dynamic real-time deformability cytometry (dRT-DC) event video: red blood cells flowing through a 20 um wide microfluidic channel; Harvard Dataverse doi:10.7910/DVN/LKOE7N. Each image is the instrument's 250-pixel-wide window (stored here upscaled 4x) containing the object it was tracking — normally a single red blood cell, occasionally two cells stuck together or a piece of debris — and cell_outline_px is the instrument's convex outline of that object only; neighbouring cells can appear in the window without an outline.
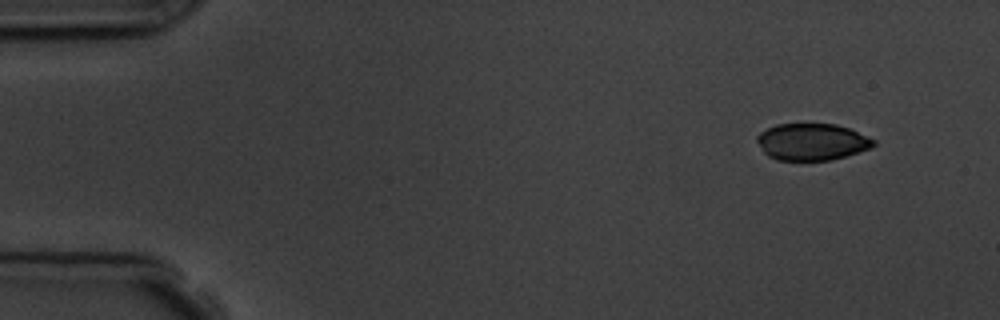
{"species": "common noctule bat (a hibernating species)", "species_latin": "Nyctalus noctula", "temperature_condition": "room temperature", "stored_images_in_passage": 4, "camera_frame_rate_fps": 3000, "um_per_image_px": 0.085, "animal": {"sex": "male", "body_mass_g": 19.5, "forearm_length_mm": 54.6}, "frame": {"image": 1, "passage_image": 1, "time_ms": 0.0, "image_size_px": [1000, 320], "cell_outline_px": [[876, 144], [868, 148], [832, 160], [776, 160], [768, 156], [764, 152], [756, 140], [756, 136], [760, 132], [776, 124], [836, 124], [848, 128], [876, 140]], "centroid_in_image_um": [68.98, 12.05], "position_along_channel_um": 16.0, "area_um2": 24.8}}
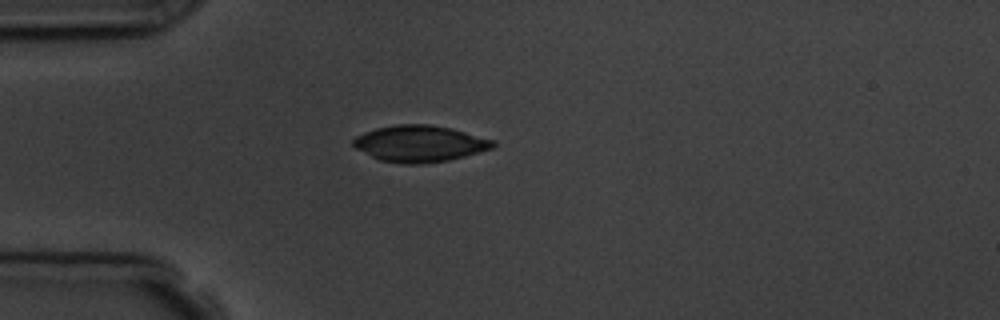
{"frame": {"image": 2, "passage_image": 4, "time_ms": 3.333, "image_size_px": [1000, 320], "cell_outline_px": [[496, 144], [492, 148], [464, 156], [448, 160], [420, 164], [404, 164], [380, 160], [356, 148], [352, 144], [352, 140], [356, 136], [364, 132], [376, 128], [396, 124], [428, 124], [452, 128], [496, 140]], "centroid_in_image_um": [35.68, 12.2], "position_along_channel_um": 49.3, "area_um2": 29.65}}